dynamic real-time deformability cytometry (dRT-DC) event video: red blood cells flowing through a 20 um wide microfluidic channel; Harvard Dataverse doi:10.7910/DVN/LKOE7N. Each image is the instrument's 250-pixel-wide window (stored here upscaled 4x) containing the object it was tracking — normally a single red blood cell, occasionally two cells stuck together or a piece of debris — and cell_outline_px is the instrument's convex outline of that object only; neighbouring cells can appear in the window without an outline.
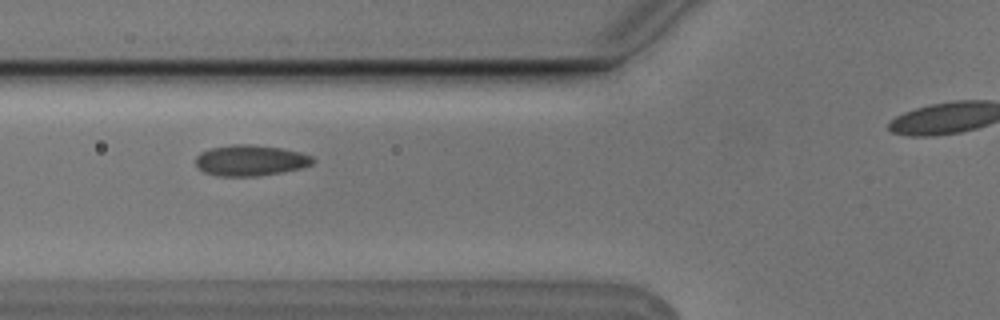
{"species": "Egyptian fruit bat (a non-hibernating species)", "species_latin": "Rousettus aegyptiacus", "temperature_condition": "cold", "stored_images_in_passage": 11, "camera_frame_rate_fps": 3000, "um_per_image_px": 0.085, "animal": {"sex": "male"}, "frame": {"image": 1, "passage_image": 5, "time_ms": 1.333, "image_size_px": [1000, 320], "cell_outline_px": [[316, 160], [312, 164], [300, 168], [284, 172], [256, 176], [216, 176], [204, 172], [196, 164], [196, 156], [200, 152], [208, 148], [232, 144], [252, 144], [280, 148], [300, 152], [312, 156]], "centroid_in_image_um": [21.28, 13.63], "position_along_channel_um": 104.5, "area_um2": 21.21}}
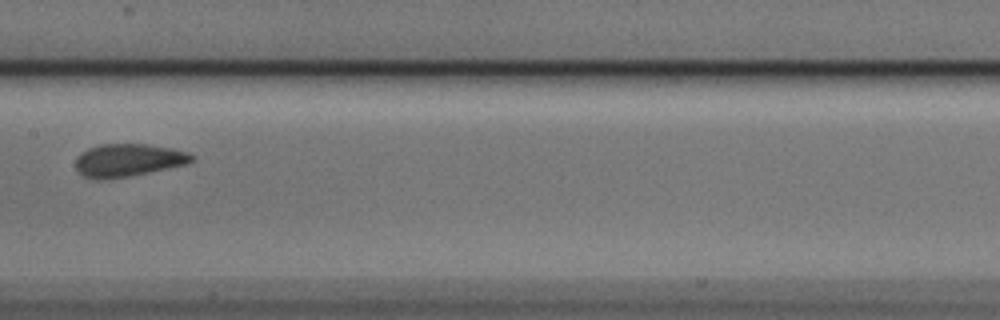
{"frame": {"image": 2, "passage_image": 8, "time_ms": 2.333, "image_size_px": [1000, 320], "cell_outline_px": [[196, 160], [184, 164], [128, 176], [100, 180], [96, 180], [84, 176], [76, 168], [76, 156], [80, 152], [88, 148], [100, 144], [144, 144], [172, 148], [188, 152], [196, 156]], "centroid_in_image_um": [10.87, 13.6], "position_along_channel_um": 196.5, "area_um2": 22.08}}
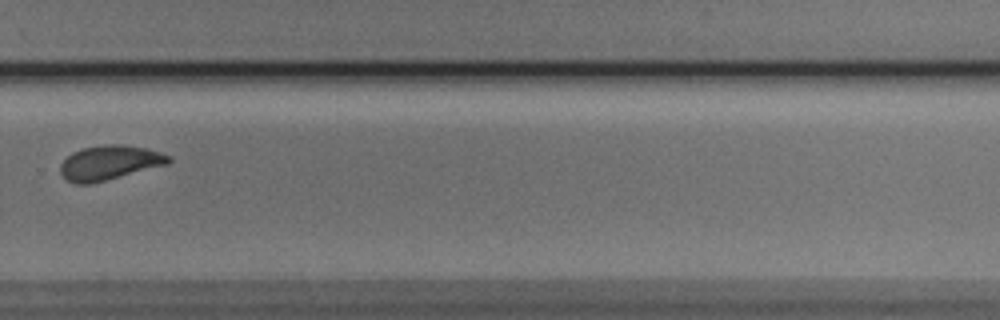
{"frame": {"image": 3, "passage_image": 11, "time_ms": 3.333, "image_size_px": [1000, 320], "cell_outline_px": [[172, 160], [168, 164], [88, 184], [76, 184], [68, 180], [60, 172], [60, 164], [72, 152], [84, 148], [108, 144], [120, 144], [144, 148], [160, 152], [172, 156]], "centroid_in_image_um": [9.31, 13.82], "position_along_channel_um": 320.5, "area_um2": 21.39}}